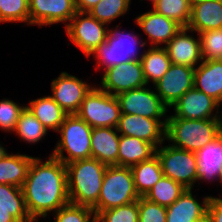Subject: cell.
<instances>
[{"instance_id":"6da1fadb","label":"cell","mask_w":222,"mask_h":222,"mask_svg":"<svg viewBox=\"0 0 222 222\" xmlns=\"http://www.w3.org/2000/svg\"><path fill=\"white\" fill-rule=\"evenodd\" d=\"M26 207L30 217H47L68 204V182L66 165L50 155L46 161L34 157L28 176L22 186Z\"/></svg>"},{"instance_id":"7a4b0ae2","label":"cell","mask_w":222,"mask_h":222,"mask_svg":"<svg viewBox=\"0 0 222 222\" xmlns=\"http://www.w3.org/2000/svg\"><path fill=\"white\" fill-rule=\"evenodd\" d=\"M106 168L95 158L66 164L70 203L92 208L98 202Z\"/></svg>"},{"instance_id":"3957f363","label":"cell","mask_w":222,"mask_h":222,"mask_svg":"<svg viewBox=\"0 0 222 222\" xmlns=\"http://www.w3.org/2000/svg\"><path fill=\"white\" fill-rule=\"evenodd\" d=\"M222 134V119L167 118L165 139L172 146L197 152Z\"/></svg>"},{"instance_id":"277c9868","label":"cell","mask_w":222,"mask_h":222,"mask_svg":"<svg viewBox=\"0 0 222 222\" xmlns=\"http://www.w3.org/2000/svg\"><path fill=\"white\" fill-rule=\"evenodd\" d=\"M130 167L107 166L98 202L92 207L95 216L101 211L119 207L139 199Z\"/></svg>"},{"instance_id":"5b68a950","label":"cell","mask_w":222,"mask_h":222,"mask_svg":"<svg viewBox=\"0 0 222 222\" xmlns=\"http://www.w3.org/2000/svg\"><path fill=\"white\" fill-rule=\"evenodd\" d=\"M60 133L56 147L51 154L65 165L69 162L91 158L92 127L76 114L67 115L57 130ZM67 153L65 156L63 153Z\"/></svg>"},{"instance_id":"8992f818","label":"cell","mask_w":222,"mask_h":222,"mask_svg":"<svg viewBox=\"0 0 222 222\" xmlns=\"http://www.w3.org/2000/svg\"><path fill=\"white\" fill-rule=\"evenodd\" d=\"M117 29L111 30L106 37V41L101 43L90 55H94L97 60L95 69H108L121 63L130 61H140L143 54L138 56V46L144 47L147 42L139 40L140 37L132 33H123L119 25ZM137 47V48H136ZM137 49V50H136ZM104 67V68H103Z\"/></svg>"},{"instance_id":"52a82bcc","label":"cell","mask_w":222,"mask_h":222,"mask_svg":"<svg viewBox=\"0 0 222 222\" xmlns=\"http://www.w3.org/2000/svg\"><path fill=\"white\" fill-rule=\"evenodd\" d=\"M76 115L92 128H116L121 115L118 98L92 86L85 95Z\"/></svg>"},{"instance_id":"ba28073f","label":"cell","mask_w":222,"mask_h":222,"mask_svg":"<svg viewBox=\"0 0 222 222\" xmlns=\"http://www.w3.org/2000/svg\"><path fill=\"white\" fill-rule=\"evenodd\" d=\"M158 146L157 155L164 176L181 183L187 189H193L197 182L196 152L176 148L172 145Z\"/></svg>"},{"instance_id":"9c48e42d","label":"cell","mask_w":222,"mask_h":222,"mask_svg":"<svg viewBox=\"0 0 222 222\" xmlns=\"http://www.w3.org/2000/svg\"><path fill=\"white\" fill-rule=\"evenodd\" d=\"M106 24L92 17L88 12L76 11L71 21L65 25L69 41L79 48L86 57L106 41L109 28Z\"/></svg>"},{"instance_id":"30bf717a","label":"cell","mask_w":222,"mask_h":222,"mask_svg":"<svg viewBox=\"0 0 222 222\" xmlns=\"http://www.w3.org/2000/svg\"><path fill=\"white\" fill-rule=\"evenodd\" d=\"M121 114L140 115L150 119L166 117L168 107L156 91L146 86L119 93L117 96Z\"/></svg>"},{"instance_id":"8fae6325","label":"cell","mask_w":222,"mask_h":222,"mask_svg":"<svg viewBox=\"0 0 222 222\" xmlns=\"http://www.w3.org/2000/svg\"><path fill=\"white\" fill-rule=\"evenodd\" d=\"M104 71L99 88L111 95L147 86L141 61L121 63Z\"/></svg>"},{"instance_id":"7c38bea8","label":"cell","mask_w":222,"mask_h":222,"mask_svg":"<svg viewBox=\"0 0 222 222\" xmlns=\"http://www.w3.org/2000/svg\"><path fill=\"white\" fill-rule=\"evenodd\" d=\"M194 72L195 68L171 64L168 71L154 84L156 93L167 107L171 108L183 94L194 87Z\"/></svg>"},{"instance_id":"4fadbf2b","label":"cell","mask_w":222,"mask_h":222,"mask_svg":"<svg viewBox=\"0 0 222 222\" xmlns=\"http://www.w3.org/2000/svg\"><path fill=\"white\" fill-rule=\"evenodd\" d=\"M164 119L162 121L135 114H121L116 130L120 135L140 138L157 148L165 140L167 118Z\"/></svg>"},{"instance_id":"5bb4252c","label":"cell","mask_w":222,"mask_h":222,"mask_svg":"<svg viewBox=\"0 0 222 222\" xmlns=\"http://www.w3.org/2000/svg\"><path fill=\"white\" fill-rule=\"evenodd\" d=\"M220 104L212 97L196 88L188 90L180 99L173 104L174 115L167 118L183 119H222L218 113ZM217 110L213 115L212 112Z\"/></svg>"},{"instance_id":"9a60e30c","label":"cell","mask_w":222,"mask_h":222,"mask_svg":"<svg viewBox=\"0 0 222 222\" xmlns=\"http://www.w3.org/2000/svg\"><path fill=\"white\" fill-rule=\"evenodd\" d=\"M91 88L87 82H83L67 72H62L51 83V97L68 115L76 114Z\"/></svg>"},{"instance_id":"2e32d148","label":"cell","mask_w":222,"mask_h":222,"mask_svg":"<svg viewBox=\"0 0 222 222\" xmlns=\"http://www.w3.org/2000/svg\"><path fill=\"white\" fill-rule=\"evenodd\" d=\"M30 25L70 22L76 13L74 0H29Z\"/></svg>"},{"instance_id":"e0dca14e","label":"cell","mask_w":222,"mask_h":222,"mask_svg":"<svg viewBox=\"0 0 222 222\" xmlns=\"http://www.w3.org/2000/svg\"><path fill=\"white\" fill-rule=\"evenodd\" d=\"M188 31L191 32L187 27H183L163 47L166 49L172 64L196 68L198 62L203 61L200 38L195 39L193 36L187 34Z\"/></svg>"},{"instance_id":"ac0fdd59","label":"cell","mask_w":222,"mask_h":222,"mask_svg":"<svg viewBox=\"0 0 222 222\" xmlns=\"http://www.w3.org/2000/svg\"><path fill=\"white\" fill-rule=\"evenodd\" d=\"M135 22L148 36L152 47H159L162 43L166 45L183 28L174 20L154 10L139 15Z\"/></svg>"},{"instance_id":"d6986e66","label":"cell","mask_w":222,"mask_h":222,"mask_svg":"<svg viewBox=\"0 0 222 222\" xmlns=\"http://www.w3.org/2000/svg\"><path fill=\"white\" fill-rule=\"evenodd\" d=\"M211 196L204 197L202 204L186 189L183 194L166 208V222H198L207 216Z\"/></svg>"},{"instance_id":"ffe728a7","label":"cell","mask_w":222,"mask_h":222,"mask_svg":"<svg viewBox=\"0 0 222 222\" xmlns=\"http://www.w3.org/2000/svg\"><path fill=\"white\" fill-rule=\"evenodd\" d=\"M120 135L113 127H96L91 132V158L107 166H118Z\"/></svg>"},{"instance_id":"44dd1931","label":"cell","mask_w":222,"mask_h":222,"mask_svg":"<svg viewBox=\"0 0 222 222\" xmlns=\"http://www.w3.org/2000/svg\"><path fill=\"white\" fill-rule=\"evenodd\" d=\"M194 88L222 102V60H203L194 72Z\"/></svg>"},{"instance_id":"7402d4cb","label":"cell","mask_w":222,"mask_h":222,"mask_svg":"<svg viewBox=\"0 0 222 222\" xmlns=\"http://www.w3.org/2000/svg\"><path fill=\"white\" fill-rule=\"evenodd\" d=\"M187 28L198 34L222 29V0H209L192 6Z\"/></svg>"},{"instance_id":"603a6c76","label":"cell","mask_w":222,"mask_h":222,"mask_svg":"<svg viewBox=\"0 0 222 222\" xmlns=\"http://www.w3.org/2000/svg\"><path fill=\"white\" fill-rule=\"evenodd\" d=\"M197 181L220 179L222 171V134L196 152ZM207 180V181H206Z\"/></svg>"},{"instance_id":"cb8c5ba5","label":"cell","mask_w":222,"mask_h":222,"mask_svg":"<svg viewBox=\"0 0 222 222\" xmlns=\"http://www.w3.org/2000/svg\"><path fill=\"white\" fill-rule=\"evenodd\" d=\"M5 149L0 152V184L22 188L34 157L20 153L9 154Z\"/></svg>"},{"instance_id":"d4e9b609","label":"cell","mask_w":222,"mask_h":222,"mask_svg":"<svg viewBox=\"0 0 222 222\" xmlns=\"http://www.w3.org/2000/svg\"><path fill=\"white\" fill-rule=\"evenodd\" d=\"M156 148L149 142L133 136L120 135L118 166L132 167L155 155Z\"/></svg>"},{"instance_id":"484cf974","label":"cell","mask_w":222,"mask_h":222,"mask_svg":"<svg viewBox=\"0 0 222 222\" xmlns=\"http://www.w3.org/2000/svg\"><path fill=\"white\" fill-rule=\"evenodd\" d=\"M26 107L47 130L57 131L68 115L51 96L32 100Z\"/></svg>"},{"instance_id":"4316f807","label":"cell","mask_w":222,"mask_h":222,"mask_svg":"<svg viewBox=\"0 0 222 222\" xmlns=\"http://www.w3.org/2000/svg\"><path fill=\"white\" fill-rule=\"evenodd\" d=\"M131 170L134 178V186L139 197H145L163 176L161 164L156 154L149 160L132 166Z\"/></svg>"},{"instance_id":"83f0119b","label":"cell","mask_w":222,"mask_h":222,"mask_svg":"<svg viewBox=\"0 0 222 222\" xmlns=\"http://www.w3.org/2000/svg\"><path fill=\"white\" fill-rule=\"evenodd\" d=\"M142 70L146 84L152 82L153 85L162 78L171 66V60L168 57L164 47H149L143 53Z\"/></svg>"},{"instance_id":"f1b7e54d","label":"cell","mask_w":222,"mask_h":222,"mask_svg":"<svg viewBox=\"0 0 222 222\" xmlns=\"http://www.w3.org/2000/svg\"><path fill=\"white\" fill-rule=\"evenodd\" d=\"M0 205L7 208L18 222H34L28 213L22 188L0 184Z\"/></svg>"},{"instance_id":"f546056e","label":"cell","mask_w":222,"mask_h":222,"mask_svg":"<svg viewBox=\"0 0 222 222\" xmlns=\"http://www.w3.org/2000/svg\"><path fill=\"white\" fill-rule=\"evenodd\" d=\"M186 189L181 183L163 175L145 195V198L167 208L173 204Z\"/></svg>"},{"instance_id":"4dcf8cb0","label":"cell","mask_w":222,"mask_h":222,"mask_svg":"<svg viewBox=\"0 0 222 222\" xmlns=\"http://www.w3.org/2000/svg\"><path fill=\"white\" fill-rule=\"evenodd\" d=\"M47 131L44 125L25 106L14 130L21 140L28 143H37L46 136Z\"/></svg>"},{"instance_id":"1f68e13d","label":"cell","mask_w":222,"mask_h":222,"mask_svg":"<svg viewBox=\"0 0 222 222\" xmlns=\"http://www.w3.org/2000/svg\"><path fill=\"white\" fill-rule=\"evenodd\" d=\"M152 9L174 20L182 27L188 26L191 16V6L188 0H159Z\"/></svg>"},{"instance_id":"d6a6232c","label":"cell","mask_w":222,"mask_h":222,"mask_svg":"<svg viewBox=\"0 0 222 222\" xmlns=\"http://www.w3.org/2000/svg\"><path fill=\"white\" fill-rule=\"evenodd\" d=\"M130 4L131 0H100L88 13L98 21L109 24L127 14Z\"/></svg>"},{"instance_id":"836d02e7","label":"cell","mask_w":222,"mask_h":222,"mask_svg":"<svg viewBox=\"0 0 222 222\" xmlns=\"http://www.w3.org/2000/svg\"><path fill=\"white\" fill-rule=\"evenodd\" d=\"M27 22L30 25L29 0H0V23Z\"/></svg>"},{"instance_id":"e575fe53","label":"cell","mask_w":222,"mask_h":222,"mask_svg":"<svg viewBox=\"0 0 222 222\" xmlns=\"http://www.w3.org/2000/svg\"><path fill=\"white\" fill-rule=\"evenodd\" d=\"M138 200L119 207L101 211L96 222H138Z\"/></svg>"},{"instance_id":"d590c367","label":"cell","mask_w":222,"mask_h":222,"mask_svg":"<svg viewBox=\"0 0 222 222\" xmlns=\"http://www.w3.org/2000/svg\"><path fill=\"white\" fill-rule=\"evenodd\" d=\"M53 215L55 216L54 222H96V216L91 207L70 202Z\"/></svg>"},{"instance_id":"8d00e7d4","label":"cell","mask_w":222,"mask_h":222,"mask_svg":"<svg viewBox=\"0 0 222 222\" xmlns=\"http://www.w3.org/2000/svg\"><path fill=\"white\" fill-rule=\"evenodd\" d=\"M202 60H222V29L199 33Z\"/></svg>"},{"instance_id":"74e56055","label":"cell","mask_w":222,"mask_h":222,"mask_svg":"<svg viewBox=\"0 0 222 222\" xmlns=\"http://www.w3.org/2000/svg\"><path fill=\"white\" fill-rule=\"evenodd\" d=\"M25 106L13 102L10 99L0 100V130L14 132L21 111Z\"/></svg>"},{"instance_id":"f35d334b","label":"cell","mask_w":222,"mask_h":222,"mask_svg":"<svg viewBox=\"0 0 222 222\" xmlns=\"http://www.w3.org/2000/svg\"><path fill=\"white\" fill-rule=\"evenodd\" d=\"M138 222H166V207L149 201L145 197L138 199Z\"/></svg>"},{"instance_id":"ab89813d","label":"cell","mask_w":222,"mask_h":222,"mask_svg":"<svg viewBox=\"0 0 222 222\" xmlns=\"http://www.w3.org/2000/svg\"><path fill=\"white\" fill-rule=\"evenodd\" d=\"M207 217L211 222H222V198L210 197L207 207Z\"/></svg>"},{"instance_id":"60d3db41","label":"cell","mask_w":222,"mask_h":222,"mask_svg":"<svg viewBox=\"0 0 222 222\" xmlns=\"http://www.w3.org/2000/svg\"><path fill=\"white\" fill-rule=\"evenodd\" d=\"M76 11L88 12L94 7L100 0H74Z\"/></svg>"},{"instance_id":"b9f144b4","label":"cell","mask_w":222,"mask_h":222,"mask_svg":"<svg viewBox=\"0 0 222 222\" xmlns=\"http://www.w3.org/2000/svg\"><path fill=\"white\" fill-rule=\"evenodd\" d=\"M0 222H18L12 215L9 214L8 209L0 205Z\"/></svg>"},{"instance_id":"7bdbcfd3","label":"cell","mask_w":222,"mask_h":222,"mask_svg":"<svg viewBox=\"0 0 222 222\" xmlns=\"http://www.w3.org/2000/svg\"><path fill=\"white\" fill-rule=\"evenodd\" d=\"M205 1H209V0H188L191 7L194 6L197 3L205 2Z\"/></svg>"},{"instance_id":"ee69618b","label":"cell","mask_w":222,"mask_h":222,"mask_svg":"<svg viewBox=\"0 0 222 222\" xmlns=\"http://www.w3.org/2000/svg\"><path fill=\"white\" fill-rule=\"evenodd\" d=\"M198 222H211L210 219L206 216L205 218H203L201 221Z\"/></svg>"},{"instance_id":"f6af8a7d","label":"cell","mask_w":222,"mask_h":222,"mask_svg":"<svg viewBox=\"0 0 222 222\" xmlns=\"http://www.w3.org/2000/svg\"><path fill=\"white\" fill-rule=\"evenodd\" d=\"M152 1V7L154 6V4H156L159 0H149Z\"/></svg>"},{"instance_id":"bcb514c9","label":"cell","mask_w":222,"mask_h":222,"mask_svg":"<svg viewBox=\"0 0 222 222\" xmlns=\"http://www.w3.org/2000/svg\"><path fill=\"white\" fill-rule=\"evenodd\" d=\"M219 182H220V183H221V185H222V171H221V175H220Z\"/></svg>"},{"instance_id":"7dc6e473","label":"cell","mask_w":222,"mask_h":222,"mask_svg":"<svg viewBox=\"0 0 222 222\" xmlns=\"http://www.w3.org/2000/svg\"><path fill=\"white\" fill-rule=\"evenodd\" d=\"M3 149H4V147H3V146H1V144H0V152H1Z\"/></svg>"}]
</instances>
